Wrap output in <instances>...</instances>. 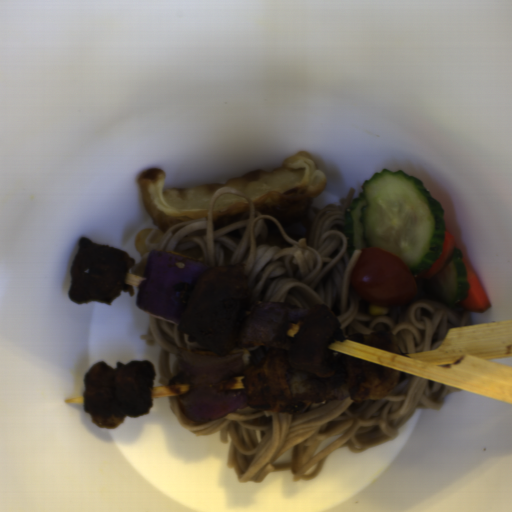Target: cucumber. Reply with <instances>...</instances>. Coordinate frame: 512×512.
I'll return each mask as SVG.
<instances>
[{"instance_id":"1","label":"cucumber","mask_w":512,"mask_h":512,"mask_svg":"<svg viewBox=\"0 0 512 512\" xmlns=\"http://www.w3.org/2000/svg\"><path fill=\"white\" fill-rule=\"evenodd\" d=\"M346 209V256L382 248L402 260L412 276L432 268L443 251L446 214L418 176L374 172Z\"/></svg>"},{"instance_id":"2","label":"cucumber","mask_w":512,"mask_h":512,"mask_svg":"<svg viewBox=\"0 0 512 512\" xmlns=\"http://www.w3.org/2000/svg\"><path fill=\"white\" fill-rule=\"evenodd\" d=\"M416 297L444 305L463 302L469 291V279L460 250H454L446 266L431 278L412 275Z\"/></svg>"}]
</instances>
